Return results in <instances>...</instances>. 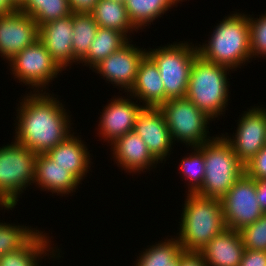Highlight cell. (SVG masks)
<instances>
[{
  "mask_svg": "<svg viewBox=\"0 0 266 266\" xmlns=\"http://www.w3.org/2000/svg\"><path fill=\"white\" fill-rule=\"evenodd\" d=\"M58 96L28 91L15 108L13 138L36 154L47 153L74 133L71 111Z\"/></svg>",
  "mask_w": 266,
  "mask_h": 266,
  "instance_id": "cell-1",
  "label": "cell"
},
{
  "mask_svg": "<svg viewBox=\"0 0 266 266\" xmlns=\"http://www.w3.org/2000/svg\"><path fill=\"white\" fill-rule=\"evenodd\" d=\"M219 22L208 40L197 43L198 53L204 60L235 72L252 61L248 17L246 12L235 10Z\"/></svg>",
  "mask_w": 266,
  "mask_h": 266,
  "instance_id": "cell-2",
  "label": "cell"
},
{
  "mask_svg": "<svg viewBox=\"0 0 266 266\" xmlns=\"http://www.w3.org/2000/svg\"><path fill=\"white\" fill-rule=\"evenodd\" d=\"M179 232L174 235L184 251H200L225 228L221 199L184 194Z\"/></svg>",
  "mask_w": 266,
  "mask_h": 266,
  "instance_id": "cell-3",
  "label": "cell"
},
{
  "mask_svg": "<svg viewBox=\"0 0 266 266\" xmlns=\"http://www.w3.org/2000/svg\"><path fill=\"white\" fill-rule=\"evenodd\" d=\"M231 72L228 67L206 61L198 55L190 70L185 97L213 121L219 120L229 110Z\"/></svg>",
  "mask_w": 266,
  "mask_h": 266,
  "instance_id": "cell-4",
  "label": "cell"
},
{
  "mask_svg": "<svg viewBox=\"0 0 266 266\" xmlns=\"http://www.w3.org/2000/svg\"><path fill=\"white\" fill-rule=\"evenodd\" d=\"M36 156L14 138L0 147V209L4 213L14 210L24 191L32 188Z\"/></svg>",
  "mask_w": 266,
  "mask_h": 266,
  "instance_id": "cell-5",
  "label": "cell"
},
{
  "mask_svg": "<svg viewBox=\"0 0 266 266\" xmlns=\"http://www.w3.org/2000/svg\"><path fill=\"white\" fill-rule=\"evenodd\" d=\"M205 176L195 193L202 197L221 199L245 173V166L222 135L203 143Z\"/></svg>",
  "mask_w": 266,
  "mask_h": 266,
  "instance_id": "cell-6",
  "label": "cell"
},
{
  "mask_svg": "<svg viewBox=\"0 0 266 266\" xmlns=\"http://www.w3.org/2000/svg\"><path fill=\"white\" fill-rule=\"evenodd\" d=\"M196 45L189 40L147 47V55L157 65L164 84L165 102L186 96L190 70L199 55Z\"/></svg>",
  "mask_w": 266,
  "mask_h": 266,
  "instance_id": "cell-7",
  "label": "cell"
},
{
  "mask_svg": "<svg viewBox=\"0 0 266 266\" xmlns=\"http://www.w3.org/2000/svg\"><path fill=\"white\" fill-rule=\"evenodd\" d=\"M159 108L164 114L173 143H182L185 148L199 147L215 137L210 136L209 132L213 120L186 97L169 99Z\"/></svg>",
  "mask_w": 266,
  "mask_h": 266,
  "instance_id": "cell-8",
  "label": "cell"
},
{
  "mask_svg": "<svg viewBox=\"0 0 266 266\" xmlns=\"http://www.w3.org/2000/svg\"><path fill=\"white\" fill-rule=\"evenodd\" d=\"M5 63L14 80L28 85L30 92H50L48 87L64 71L39 39Z\"/></svg>",
  "mask_w": 266,
  "mask_h": 266,
  "instance_id": "cell-9",
  "label": "cell"
},
{
  "mask_svg": "<svg viewBox=\"0 0 266 266\" xmlns=\"http://www.w3.org/2000/svg\"><path fill=\"white\" fill-rule=\"evenodd\" d=\"M225 225L240 230L254 223L263 214L257 199V183L245 173L221 198Z\"/></svg>",
  "mask_w": 266,
  "mask_h": 266,
  "instance_id": "cell-10",
  "label": "cell"
},
{
  "mask_svg": "<svg viewBox=\"0 0 266 266\" xmlns=\"http://www.w3.org/2000/svg\"><path fill=\"white\" fill-rule=\"evenodd\" d=\"M259 105L242 111L232 137L227 132L221 133L244 165L265 146L266 108Z\"/></svg>",
  "mask_w": 266,
  "mask_h": 266,
  "instance_id": "cell-11",
  "label": "cell"
},
{
  "mask_svg": "<svg viewBox=\"0 0 266 266\" xmlns=\"http://www.w3.org/2000/svg\"><path fill=\"white\" fill-rule=\"evenodd\" d=\"M129 40L118 51H115L99 64H97L91 71L101 76L108 84H112L114 87L123 93H127L133 86L137 69L140 61L147 54V49L140 46H136Z\"/></svg>",
  "mask_w": 266,
  "mask_h": 266,
  "instance_id": "cell-12",
  "label": "cell"
},
{
  "mask_svg": "<svg viewBox=\"0 0 266 266\" xmlns=\"http://www.w3.org/2000/svg\"><path fill=\"white\" fill-rule=\"evenodd\" d=\"M120 95L112 96L111 100L107 101L98 117V128H95V136L100 137L99 140H103V143L109 144L108 147L119 137L134 130L136 118L144 107L134 97L126 93L124 96L121 92Z\"/></svg>",
  "mask_w": 266,
  "mask_h": 266,
  "instance_id": "cell-13",
  "label": "cell"
},
{
  "mask_svg": "<svg viewBox=\"0 0 266 266\" xmlns=\"http://www.w3.org/2000/svg\"><path fill=\"white\" fill-rule=\"evenodd\" d=\"M39 39L36 21L17 9L8 15H0V57L8 62L24 48Z\"/></svg>",
  "mask_w": 266,
  "mask_h": 266,
  "instance_id": "cell-14",
  "label": "cell"
},
{
  "mask_svg": "<svg viewBox=\"0 0 266 266\" xmlns=\"http://www.w3.org/2000/svg\"><path fill=\"white\" fill-rule=\"evenodd\" d=\"M133 131L141 137L150 153L161 164H165L173 153L175 144L171 139L161 109L159 107H143L136 118Z\"/></svg>",
  "mask_w": 266,
  "mask_h": 266,
  "instance_id": "cell-15",
  "label": "cell"
},
{
  "mask_svg": "<svg viewBox=\"0 0 266 266\" xmlns=\"http://www.w3.org/2000/svg\"><path fill=\"white\" fill-rule=\"evenodd\" d=\"M114 164L132 176L157 169L160 162L150 153L148 147L134 131L119 137L110 145Z\"/></svg>",
  "mask_w": 266,
  "mask_h": 266,
  "instance_id": "cell-16",
  "label": "cell"
},
{
  "mask_svg": "<svg viewBox=\"0 0 266 266\" xmlns=\"http://www.w3.org/2000/svg\"><path fill=\"white\" fill-rule=\"evenodd\" d=\"M73 33L72 14L39 27V40L64 71L79 64L73 55Z\"/></svg>",
  "mask_w": 266,
  "mask_h": 266,
  "instance_id": "cell-17",
  "label": "cell"
},
{
  "mask_svg": "<svg viewBox=\"0 0 266 266\" xmlns=\"http://www.w3.org/2000/svg\"><path fill=\"white\" fill-rule=\"evenodd\" d=\"M81 183L64 167L46 153L37 154L34 170V186L51 195L67 196L75 193ZM45 189V190H44ZM77 189V190H76Z\"/></svg>",
  "mask_w": 266,
  "mask_h": 266,
  "instance_id": "cell-18",
  "label": "cell"
},
{
  "mask_svg": "<svg viewBox=\"0 0 266 266\" xmlns=\"http://www.w3.org/2000/svg\"><path fill=\"white\" fill-rule=\"evenodd\" d=\"M75 134L78 133L74 132L46 154L55 163L69 171L82 184L85 177L90 174L93 159L88 151L87 143L81 139L83 137Z\"/></svg>",
  "mask_w": 266,
  "mask_h": 266,
  "instance_id": "cell-19",
  "label": "cell"
},
{
  "mask_svg": "<svg viewBox=\"0 0 266 266\" xmlns=\"http://www.w3.org/2000/svg\"><path fill=\"white\" fill-rule=\"evenodd\" d=\"M52 237L45 230H39L23 247L0 256V266H42L48 258L60 260L64 253L53 244Z\"/></svg>",
  "mask_w": 266,
  "mask_h": 266,
  "instance_id": "cell-20",
  "label": "cell"
},
{
  "mask_svg": "<svg viewBox=\"0 0 266 266\" xmlns=\"http://www.w3.org/2000/svg\"><path fill=\"white\" fill-rule=\"evenodd\" d=\"M127 94L144 107H160L165 103V88L159 69L147 54L139 63L135 82Z\"/></svg>",
  "mask_w": 266,
  "mask_h": 266,
  "instance_id": "cell-21",
  "label": "cell"
},
{
  "mask_svg": "<svg viewBox=\"0 0 266 266\" xmlns=\"http://www.w3.org/2000/svg\"><path fill=\"white\" fill-rule=\"evenodd\" d=\"M244 250L239 230L226 227L199 252L208 266H239Z\"/></svg>",
  "mask_w": 266,
  "mask_h": 266,
  "instance_id": "cell-22",
  "label": "cell"
},
{
  "mask_svg": "<svg viewBox=\"0 0 266 266\" xmlns=\"http://www.w3.org/2000/svg\"><path fill=\"white\" fill-rule=\"evenodd\" d=\"M89 13L99 27L121 32L128 40L132 39V34L139 31L131 22L124 3L99 0Z\"/></svg>",
  "mask_w": 266,
  "mask_h": 266,
  "instance_id": "cell-23",
  "label": "cell"
},
{
  "mask_svg": "<svg viewBox=\"0 0 266 266\" xmlns=\"http://www.w3.org/2000/svg\"><path fill=\"white\" fill-rule=\"evenodd\" d=\"M185 0H126L125 7L133 25L140 31L167 14L166 12ZM146 26V27H145Z\"/></svg>",
  "mask_w": 266,
  "mask_h": 266,
  "instance_id": "cell-24",
  "label": "cell"
},
{
  "mask_svg": "<svg viewBox=\"0 0 266 266\" xmlns=\"http://www.w3.org/2000/svg\"><path fill=\"white\" fill-rule=\"evenodd\" d=\"M169 237V238H168ZM148 245L140 251L134 266H179V255L182 247L175 236Z\"/></svg>",
  "mask_w": 266,
  "mask_h": 266,
  "instance_id": "cell-25",
  "label": "cell"
},
{
  "mask_svg": "<svg viewBox=\"0 0 266 266\" xmlns=\"http://www.w3.org/2000/svg\"><path fill=\"white\" fill-rule=\"evenodd\" d=\"M129 40L118 31L99 27L87 56L80 62L91 70L106 57L118 51Z\"/></svg>",
  "mask_w": 266,
  "mask_h": 266,
  "instance_id": "cell-26",
  "label": "cell"
},
{
  "mask_svg": "<svg viewBox=\"0 0 266 266\" xmlns=\"http://www.w3.org/2000/svg\"><path fill=\"white\" fill-rule=\"evenodd\" d=\"M18 9L31 16L39 27L72 14L68 0H25Z\"/></svg>",
  "mask_w": 266,
  "mask_h": 266,
  "instance_id": "cell-27",
  "label": "cell"
},
{
  "mask_svg": "<svg viewBox=\"0 0 266 266\" xmlns=\"http://www.w3.org/2000/svg\"><path fill=\"white\" fill-rule=\"evenodd\" d=\"M72 23L73 55L80 65V62L87 56L99 26L90 13L82 12H72Z\"/></svg>",
  "mask_w": 266,
  "mask_h": 266,
  "instance_id": "cell-28",
  "label": "cell"
},
{
  "mask_svg": "<svg viewBox=\"0 0 266 266\" xmlns=\"http://www.w3.org/2000/svg\"><path fill=\"white\" fill-rule=\"evenodd\" d=\"M190 153L181 155L180 164L177 171L181 176V181H185L187 189L185 194H195L202 186L205 176V161L203 159V144L199 147H188ZM189 154V155H188Z\"/></svg>",
  "mask_w": 266,
  "mask_h": 266,
  "instance_id": "cell-29",
  "label": "cell"
},
{
  "mask_svg": "<svg viewBox=\"0 0 266 266\" xmlns=\"http://www.w3.org/2000/svg\"><path fill=\"white\" fill-rule=\"evenodd\" d=\"M29 226L0 220V256L20 249L39 231L37 226Z\"/></svg>",
  "mask_w": 266,
  "mask_h": 266,
  "instance_id": "cell-30",
  "label": "cell"
},
{
  "mask_svg": "<svg viewBox=\"0 0 266 266\" xmlns=\"http://www.w3.org/2000/svg\"><path fill=\"white\" fill-rule=\"evenodd\" d=\"M265 14L256 15L247 13L250 31V49L252 60L261 58L266 60V10ZM259 16V18H258ZM263 57V58H262ZM254 58V59H253Z\"/></svg>",
  "mask_w": 266,
  "mask_h": 266,
  "instance_id": "cell-31",
  "label": "cell"
},
{
  "mask_svg": "<svg viewBox=\"0 0 266 266\" xmlns=\"http://www.w3.org/2000/svg\"><path fill=\"white\" fill-rule=\"evenodd\" d=\"M245 249L266 251V213L239 230Z\"/></svg>",
  "mask_w": 266,
  "mask_h": 266,
  "instance_id": "cell-32",
  "label": "cell"
},
{
  "mask_svg": "<svg viewBox=\"0 0 266 266\" xmlns=\"http://www.w3.org/2000/svg\"><path fill=\"white\" fill-rule=\"evenodd\" d=\"M245 174L255 180L266 179V146L245 165Z\"/></svg>",
  "mask_w": 266,
  "mask_h": 266,
  "instance_id": "cell-33",
  "label": "cell"
},
{
  "mask_svg": "<svg viewBox=\"0 0 266 266\" xmlns=\"http://www.w3.org/2000/svg\"><path fill=\"white\" fill-rule=\"evenodd\" d=\"M239 266H266V251L245 249Z\"/></svg>",
  "mask_w": 266,
  "mask_h": 266,
  "instance_id": "cell-34",
  "label": "cell"
},
{
  "mask_svg": "<svg viewBox=\"0 0 266 266\" xmlns=\"http://www.w3.org/2000/svg\"><path fill=\"white\" fill-rule=\"evenodd\" d=\"M179 266H208L199 251H184L179 255Z\"/></svg>",
  "mask_w": 266,
  "mask_h": 266,
  "instance_id": "cell-35",
  "label": "cell"
},
{
  "mask_svg": "<svg viewBox=\"0 0 266 266\" xmlns=\"http://www.w3.org/2000/svg\"><path fill=\"white\" fill-rule=\"evenodd\" d=\"M99 0H68L72 12L89 13Z\"/></svg>",
  "mask_w": 266,
  "mask_h": 266,
  "instance_id": "cell-36",
  "label": "cell"
},
{
  "mask_svg": "<svg viewBox=\"0 0 266 266\" xmlns=\"http://www.w3.org/2000/svg\"><path fill=\"white\" fill-rule=\"evenodd\" d=\"M257 199L261 209L266 213V179L256 180Z\"/></svg>",
  "mask_w": 266,
  "mask_h": 266,
  "instance_id": "cell-37",
  "label": "cell"
},
{
  "mask_svg": "<svg viewBox=\"0 0 266 266\" xmlns=\"http://www.w3.org/2000/svg\"><path fill=\"white\" fill-rule=\"evenodd\" d=\"M17 9L18 7L11 0H0V15H8Z\"/></svg>",
  "mask_w": 266,
  "mask_h": 266,
  "instance_id": "cell-38",
  "label": "cell"
},
{
  "mask_svg": "<svg viewBox=\"0 0 266 266\" xmlns=\"http://www.w3.org/2000/svg\"><path fill=\"white\" fill-rule=\"evenodd\" d=\"M17 7H19L25 0H11Z\"/></svg>",
  "mask_w": 266,
  "mask_h": 266,
  "instance_id": "cell-39",
  "label": "cell"
},
{
  "mask_svg": "<svg viewBox=\"0 0 266 266\" xmlns=\"http://www.w3.org/2000/svg\"><path fill=\"white\" fill-rule=\"evenodd\" d=\"M113 1H118V2H121V3H125L126 0H113Z\"/></svg>",
  "mask_w": 266,
  "mask_h": 266,
  "instance_id": "cell-40",
  "label": "cell"
}]
</instances>
